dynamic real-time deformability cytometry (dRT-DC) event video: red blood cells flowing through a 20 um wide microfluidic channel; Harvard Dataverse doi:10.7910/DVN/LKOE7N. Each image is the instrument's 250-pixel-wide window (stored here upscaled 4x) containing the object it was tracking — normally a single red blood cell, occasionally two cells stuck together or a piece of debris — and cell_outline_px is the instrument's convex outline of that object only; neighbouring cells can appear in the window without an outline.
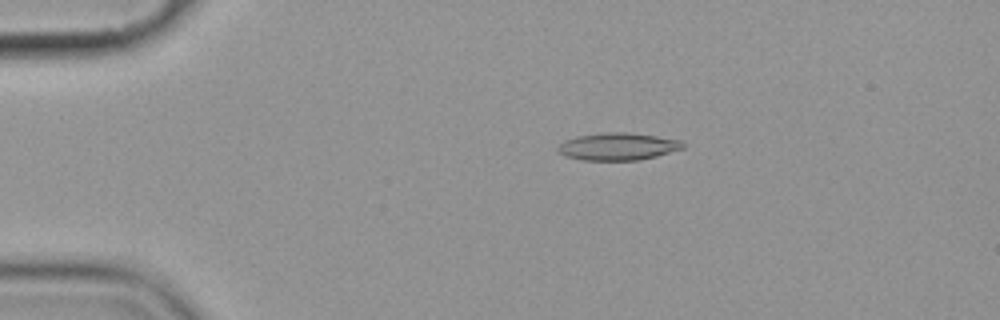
{"species": "common noctule bat (a hibernating species)", "species_latin": "Nyctalus noctula", "temperature_condition": "cold", "stored_images_in_passage": 7, "camera_frame_rate_fps": 3000, "um_per_image_px": 0.085, "animal": {"sex": "female", "body_mass_g": 19.9}, "frame": {"image": 1, "passage_image": 3, "time_ms": 2.333, "image_size_px": [1000, 320], "cell_outline_px": [[684, 148], [656, 156], [640, 160], [580, 160], [564, 156], [556, 148], [564, 140], [580, 136], [604, 132], [628, 132], [656, 136], [680, 140], [684, 144]], "centroid_in_image_um": [52.51, 12.45], "position_along_channel_um": 32.5, "area_um2": 19.88}}
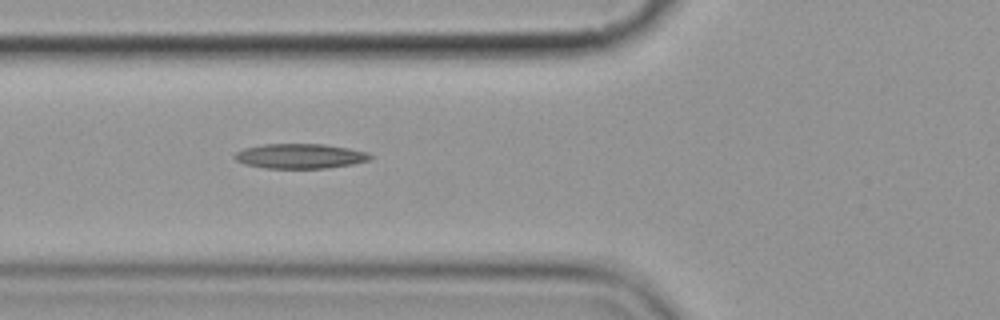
{"frame": {"image": 2, "passage_image": 6, "time_ms": 5.667, "image_size_px": [1000, 320], "cell_outline_px": [[372, 156], [368, 160], [352, 164], [324, 168], [264, 168], [244, 164], [236, 160], [232, 156], [236, 152], [244, 148], [260, 144], [324, 144], [348, 148], [368, 152]], "centroid_in_image_um": [25.45, 13.26], "position_along_channel_um": 100.3, "area_um2": 19.59}}
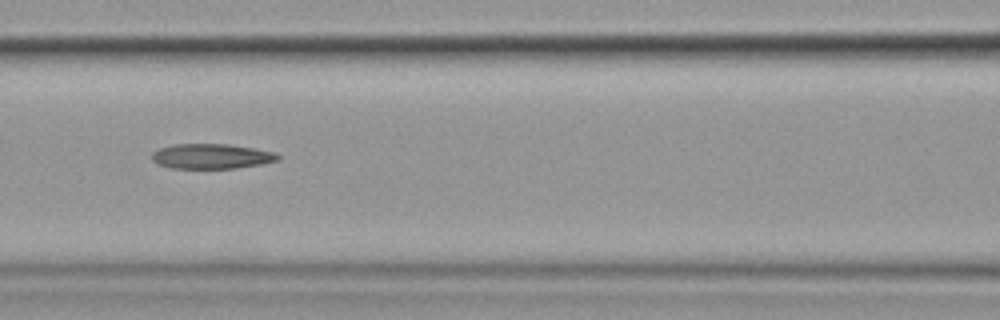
{"frame": {"image": 3, "passage_image": 7, "time_ms": 7.0, "image_size_px": [1000, 320], "cell_outline_px": [[280, 160], [260, 164], [232, 168], [172, 168], [156, 164], [152, 160], [152, 152], [160, 148], [172, 144], [228, 144], [276, 152], [280, 156]], "centroid_in_image_um": [17.95, 13.28], "position_along_channel_um": 148.6, "area_um2": 18.32}}